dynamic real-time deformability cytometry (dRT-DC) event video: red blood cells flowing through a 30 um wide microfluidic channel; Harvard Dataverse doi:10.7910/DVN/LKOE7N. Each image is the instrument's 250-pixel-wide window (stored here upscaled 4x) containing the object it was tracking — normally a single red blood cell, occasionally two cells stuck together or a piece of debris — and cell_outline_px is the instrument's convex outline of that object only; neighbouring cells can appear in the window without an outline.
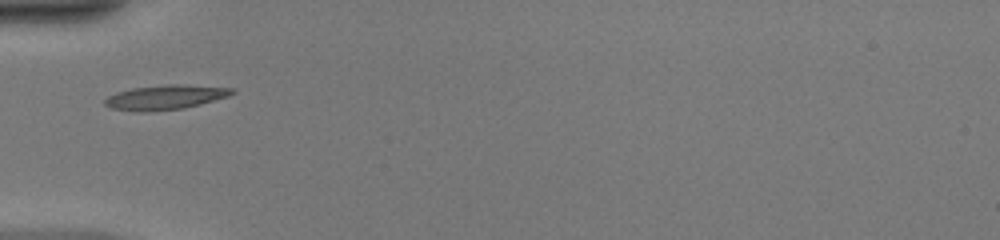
{"species": "common noctule bat (a hibernating species)", "species_latin": "Nyctalus noctula", "temperature_condition": "warm", "stored_images_in_passage": 29, "camera_frame_rate_fps": 3000, "um_per_image_px": 0.085, "animal": {"sex": "female", "body_mass_g": 20.0, "forearm_length_mm": 54.0}, "frame": {"image": 1, "passage_image": 1, "time_ms": 0.0, "image_size_px": [1000, 240], "cell_outline_px": [[236, 92], [228, 96], [200, 104], [184, 108], [148, 112], [136, 112], [112, 108], [104, 104], [104, 100], [108, 96], [116, 92], [132, 88], [168, 84], [184, 84], [236, 88]], "centroid_in_image_um": [14.06, 8.26], "position_along_channel_um": 70.9, "area_um2": 18.38}}
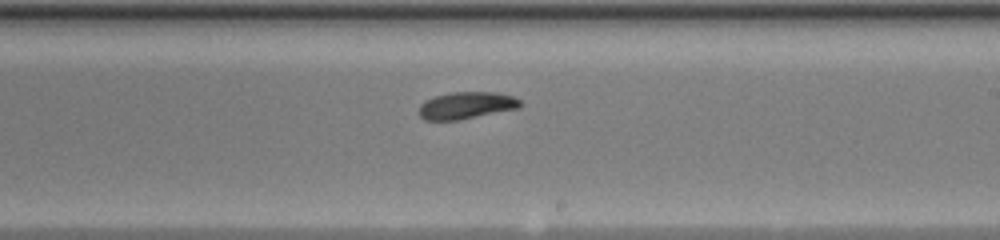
{"frame": {"image": 2, "passage_image": 14, "time_ms": 4.333, "image_size_px": [1000, 240], "cell_outline_px": [[520, 108], [456, 120], [424, 120], [420, 116], [420, 104], [424, 100], [436, 96], [452, 92], [496, 92], [512, 96], [520, 100]], "centroid_in_image_um": [39.63, 8.95], "position_along_channel_um": 249.4, "area_um2": 15.78}}
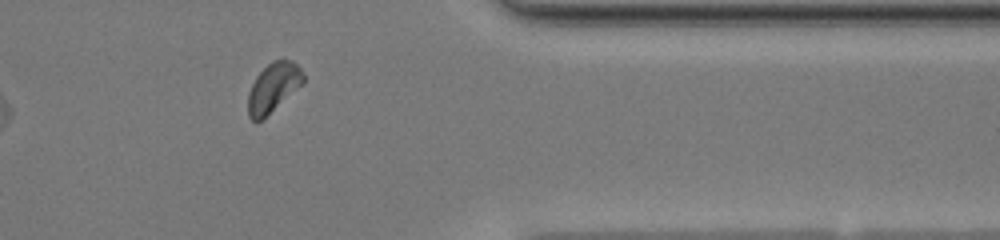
{"frame": {"image": 3, "passage_image": 25, "time_ms": 8.0, "image_size_px": [1000, 240], "cell_outline_px": [[304, 80], [300, 84], [256, 124], [248, 116], [248, 92], [256, 76], [272, 60], [284, 56], [292, 60], [304, 72]], "centroid_in_image_um": [23.2, 7.37], "position_along_channel_um": 388.2, "area_um2": 15.55}}